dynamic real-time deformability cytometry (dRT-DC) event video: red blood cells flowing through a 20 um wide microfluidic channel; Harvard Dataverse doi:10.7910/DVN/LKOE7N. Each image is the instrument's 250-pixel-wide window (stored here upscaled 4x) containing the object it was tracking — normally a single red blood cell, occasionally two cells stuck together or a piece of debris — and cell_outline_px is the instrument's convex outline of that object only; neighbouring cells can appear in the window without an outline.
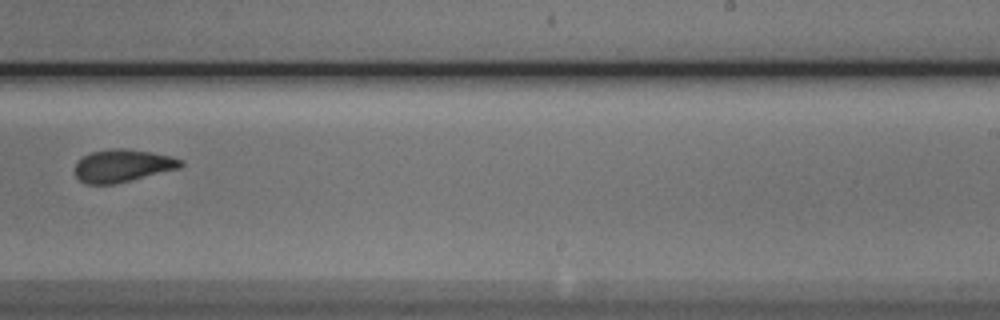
{"species": "Egyptian fruit bat (a non-hibernating species)", "species_latin": "Rousettus aegyptiacus", "temperature_condition": "cold", "stored_images_in_passage": 11, "camera_frame_rate_fps": 3000, "um_per_image_px": 0.085, "animal": {"sex": "male"}, "frame": {"image": 1, "passage_image": 10, "time_ms": 3.0, "image_size_px": [1000, 320], "cell_outline_px": [[184, 164], [180, 168], [116, 184], [88, 184], [80, 180], [76, 176], [76, 164], [84, 156], [92, 152], [116, 148], [124, 148], [152, 152], [172, 156], [184, 160]], "centroid_in_image_um": [10.48, 14.08], "position_along_channel_um": 278.5, "area_um2": 20.06}}
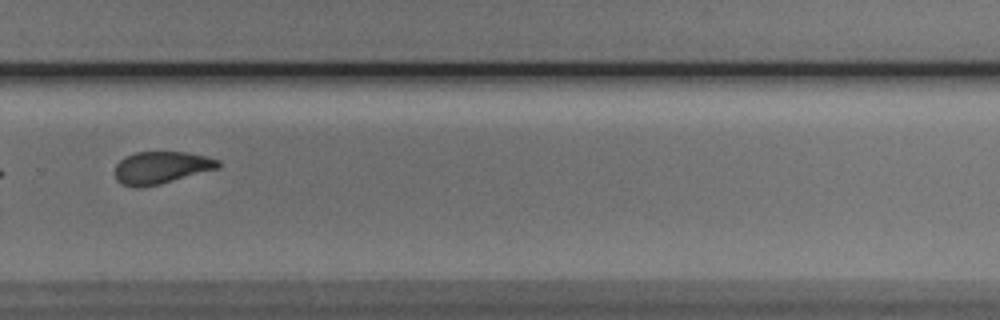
{"frame": {"image": 2, "passage_image": 11, "time_ms": 3.333, "image_size_px": [1000, 320], "cell_outline_px": [[220, 168], [160, 184], [140, 188], [136, 188], [120, 184], [116, 180], [112, 172], [116, 164], [124, 156], [136, 152], [184, 152], [208, 156], [220, 160]], "centroid_in_image_um": [13.66, 14.25], "position_along_channel_um": 316.1, "area_um2": 19.88}}